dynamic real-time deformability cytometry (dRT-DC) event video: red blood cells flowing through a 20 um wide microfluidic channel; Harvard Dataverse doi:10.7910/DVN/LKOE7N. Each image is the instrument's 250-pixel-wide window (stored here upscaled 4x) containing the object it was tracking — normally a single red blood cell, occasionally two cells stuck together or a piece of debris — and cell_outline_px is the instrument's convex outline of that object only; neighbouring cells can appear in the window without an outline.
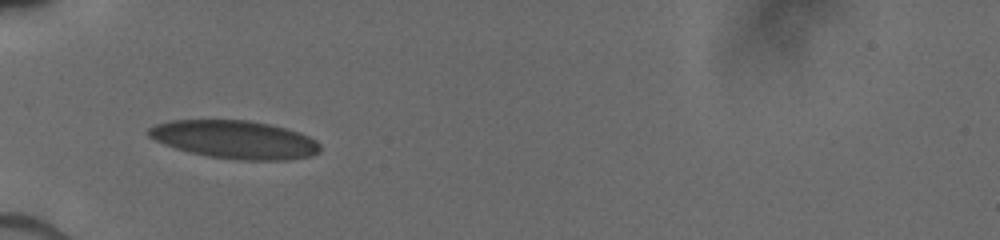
{"species": "human", "species_latin": "Homo sapiens", "temperature_condition": "cold", "stored_images_in_passage": 3, "camera_frame_rate_fps": 3000, "um_per_image_px": 0.085, "donor": {"sex": "male"}, "frame": {"image": 1, "passage_image": 1, "time_ms": 0.0, "image_size_px": [1000, 240], "cell_outline_px": [[320, 152], [312, 156], [288, 160], [236, 160], [208, 156], [188, 152], [164, 144], [148, 136], [148, 128], [156, 124], [172, 120], [248, 120], [268, 124], [284, 128], [308, 136], [316, 140], [320, 144]], "centroid_in_image_um": [19.96, 11.87], "position_along_channel_um": 65.0, "area_um2": 38.03}}